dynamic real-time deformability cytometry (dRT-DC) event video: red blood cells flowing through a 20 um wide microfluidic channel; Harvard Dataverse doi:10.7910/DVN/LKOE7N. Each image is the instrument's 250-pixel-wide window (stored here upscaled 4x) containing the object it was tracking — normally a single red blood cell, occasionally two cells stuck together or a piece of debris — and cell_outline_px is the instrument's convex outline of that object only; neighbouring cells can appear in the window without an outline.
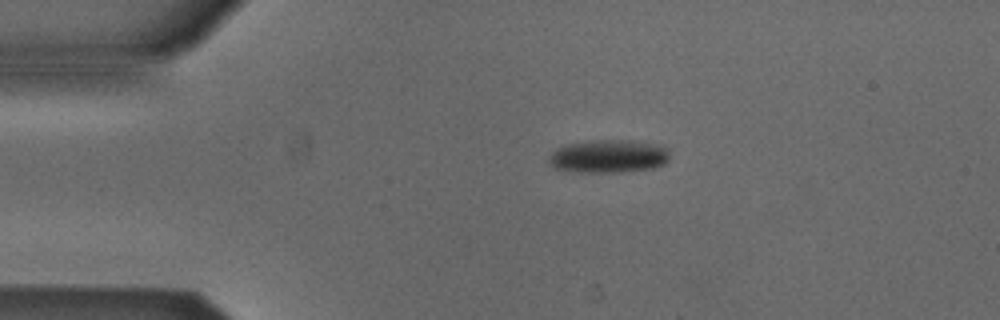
{"species": "Egyptian fruit bat (a non-hibernating species)", "species_latin": "Rousettus aegyptiacus", "temperature_condition": "cold", "stored_images_in_passage": 43, "camera_frame_rate_fps": 3000, "um_per_image_px": 0.085, "animal": {"sex": "male"}, "frame": {"image": 1, "passage_image": 1, "time_ms": 0.0, "image_size_px": [1000, 320], "cell_outline_px": [[668, 160], [664, 164], [652, 168], [620, 172], [576, 172], [556, 168], [548, 164], [548, 160], [552, 152], [556, 148], [568, 144], [600, 140], [628, 140], [652, 144], [664, 148], [668, 152]], "centroid_in_image_um": [51.68, 13.3], "position_along_channel_um": 33.3, "area_um2": 22.95}}
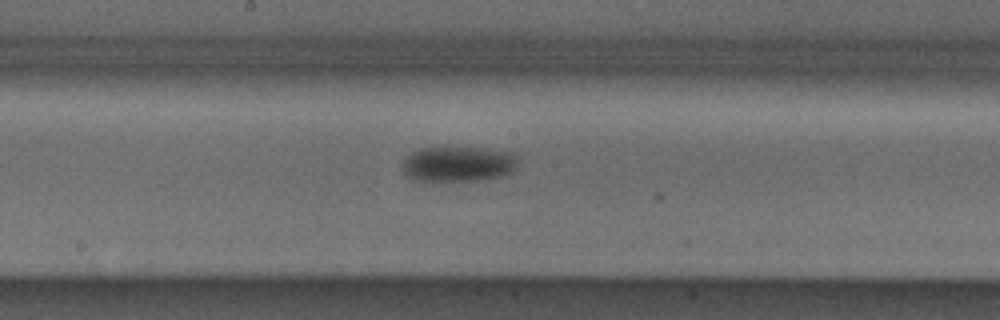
{"frame": {"image": 2, "passage_image": 18, "time_ms": 5.667, "image_size_px": [1000, 320], "cell_outline_px": [[516, 168], [512, 172], [504, 176], [484, 180], [444, 184], [412, 180], [404, 172], [404, 160], [412, 152], [420, 148], [436, 144], [444, 144], [480, 148], [512, 152], [516, 156]], "centroid_in_image_um": [38.91, 13.95], "position_along_channel_um": 209.3, "area_um2": 25.55}}
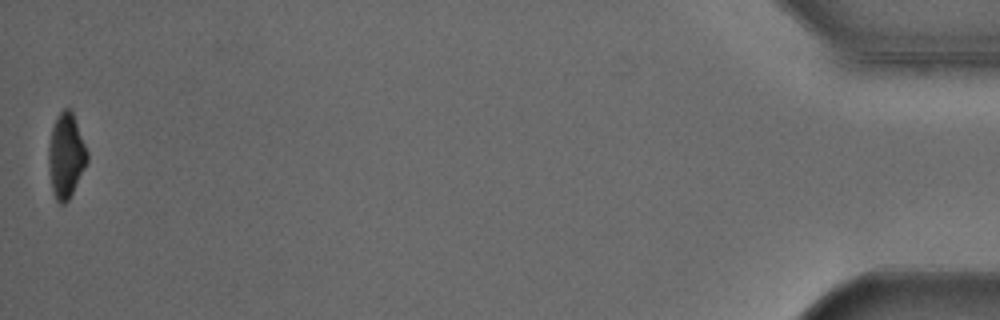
{"frame": {"image": 3, "passage_image": 43, "time_ms": 14.0, "image_size_px": [1000, 320], "cell_outline_px": [[88, 160], [68, 200], [64, 204], [60, 204], [56, 200], [52, 192], [48, 168], [48, 148], [52, 128], [56, 116], [64, 108], [68, 108], [72, 112], [88, 152]], "centroid_in_image_um": [5.58, 13.24], "position_along_channel_um": 429.6, "area_um2": 18.9}, "authors_computed_cell_mechanics": {"area_um2": 23.698, "velocity_mm_per_s": 3.8564, "shape_relaxation_time_tau1_ms": 4.1626, "shape_relaxation_time_tau2_ms": null, "deformation_change_tau1": 0.1094, "deformation_change_tau2": null}}